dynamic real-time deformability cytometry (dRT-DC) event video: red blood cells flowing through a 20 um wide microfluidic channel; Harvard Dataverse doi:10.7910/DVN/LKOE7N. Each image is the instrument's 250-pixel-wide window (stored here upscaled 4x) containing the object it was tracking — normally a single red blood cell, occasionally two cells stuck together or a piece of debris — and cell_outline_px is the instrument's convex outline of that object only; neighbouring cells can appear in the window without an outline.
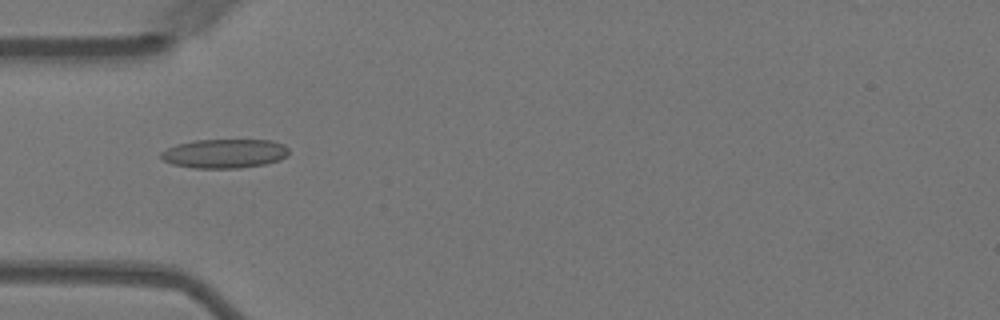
{"species": "Egyptian fruit bat (a non-hibernating species)", "species_latin": "Rousettus aegyptiacus", "temperature_condition": "warm", "stored_images_in_passage": 29, "camera_frame_rate_fps": 3000, "um_per_image_px": 0.085, "animal": {"sex": "female"}, "frame": {"image": 1, "passage_image": 2, "time_ms": 0.333, "image_size_px": [1000, 320], "cell_outline_px": [[288, 156], [280, 160], [264, 164], [240, 168], [192, 168], [172, 164], [164, 160], [160, 156], [160, 152], [176, 144], [196, 140], [272, 140], [284, 144], [288, 148]], "centroid_in_image_um": [19.1, 13.05], "position_along_channel_um": 65.9, "area_um2": 21.79}}
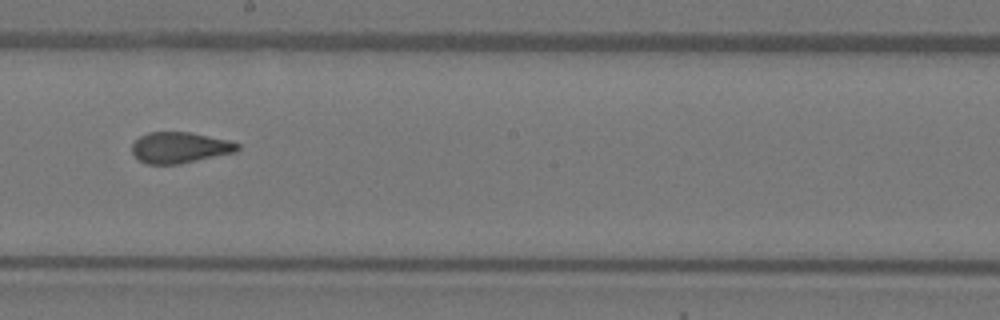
{"frame": {"image": 2, "passage_image": 16, "time_ms": 5.0, "image_size_px": [1000, 320], "cell_outline_px": [[240, 148], [236, 152], [180, 164], [144, 164], [132, 152], [132, 144], [140, 136], [148, 132], [188, 132], [228, 140], [240, 144]], "centroid_in_image_um": [15.28, 12.55], "position_along_channel_um": 232.9, "area_um2": 19.02}}
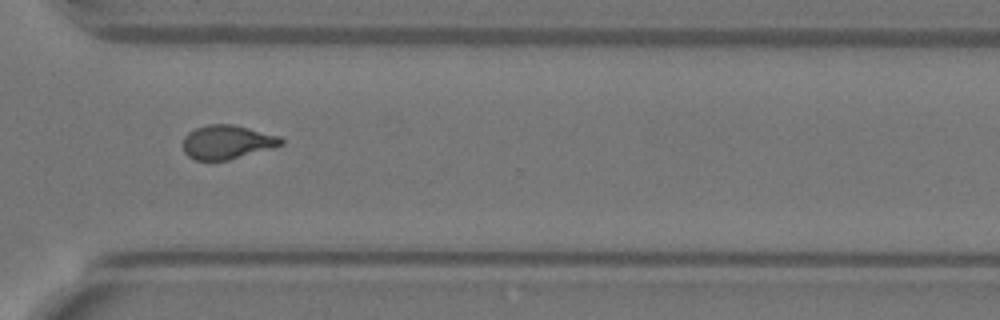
{"frame": {"image": 3, "passage_image": 26, "time_ms": 8.333, "image_size_px": [1000, 320], "cell_outline_px": [[284, 144], [272, 148], [228, 160], [196, 160], [188, 156], [184, 152], [184, 136], [188, 132], [196, 128], [208, 124], [232, 124], [280, 136], [284, 140]], "centroid_in_image_um": [19.31, 12.07], "position_along_channel_um": 351.3, "area_um2": 19.31}, "authors_computed_cell_mechanics": {"area_um2": 19.5364, "velocity_mm_per_s": 3.5614, "shape_relaxation_time_tau1_ms": null, "shape_relaxation_time_tau2_ms": 1.1739, "deformation_change_tau1": null, "deformation_change_tau2": 0.0778}}